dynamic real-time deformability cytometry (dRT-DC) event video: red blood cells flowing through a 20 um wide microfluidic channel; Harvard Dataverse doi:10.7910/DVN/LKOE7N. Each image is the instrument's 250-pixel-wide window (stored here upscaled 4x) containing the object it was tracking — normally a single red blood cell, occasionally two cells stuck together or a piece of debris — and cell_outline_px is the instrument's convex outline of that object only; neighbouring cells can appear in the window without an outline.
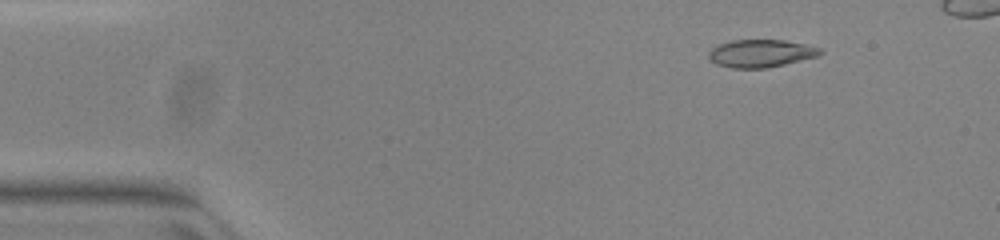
{"species": "common noctule bat (a hibernating species)", "species_latin": "Nyctalus noctula", "temperature_condition": "warm", "stored_images_in_passage": 48, "camera_frame_rate_fps": 3000, "um_per_image_px": 0.085, "animal": {"sex": "female", "body_mass_g": 23.0, "forearm_length_mm": 53.4}, "frame": {"image": 1, "passage_image": 7, "time_ms": 2.0, "image_size_px": [1000, 240], "cell_outline_px": [[824, 52], [816, 56], [768, 68], [732, 68], [716, 64], [708, 56], [708, 52], [712, 48], [720, 44], [732, 40], [784, 40], [804, 44], [820, 48]], "centroid_in_image_um": [64.65, 4.54], "position_along_channel_um": 20.3, "area_um2": 17.8}}
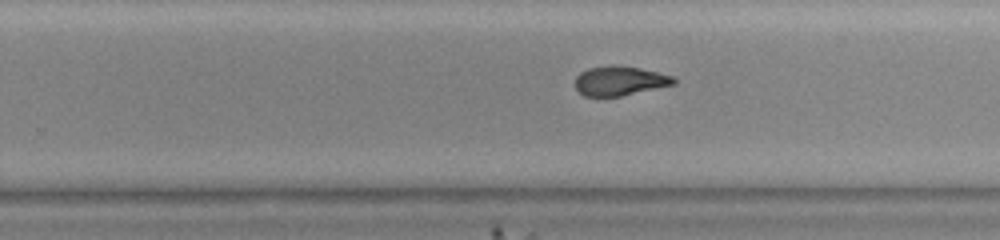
{"frame": {"image": 2, "passage_image": 33, "time_ms": 10.667, "image_size_px": [1000, 240], "cell_outline_px": [[676, 84], [620, 96], [584, 96], [576, 88], [576, 76], [580, 72], [588, 68], [640, 68], [672, 76], [676, 80]], "centroid_in_image_um": [52.69, 6.91], "position_along_channel_um": 277.1, "area_um2": 16.07}}
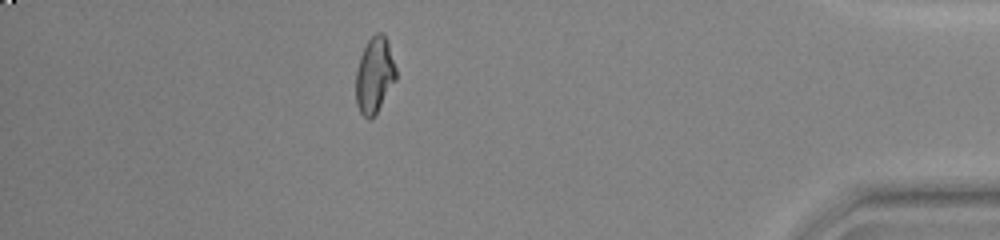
{"frame": {"image": 3, "passage_image": 46, "time_ms": 15.0, "image_size_px": [1000, 240], "cell_outline_px": [[396, 80], [372, 120], [368, 120], [360, 112], [356, 104], [356, 72], [360, 56], [368, 40], [376, 32], [380, 32], [388, 40], [396, 68]], "centroid_in_image_um": [31.84, 6.4], "position_along_channel_um": 403.4, "area_um2": 17.8}}